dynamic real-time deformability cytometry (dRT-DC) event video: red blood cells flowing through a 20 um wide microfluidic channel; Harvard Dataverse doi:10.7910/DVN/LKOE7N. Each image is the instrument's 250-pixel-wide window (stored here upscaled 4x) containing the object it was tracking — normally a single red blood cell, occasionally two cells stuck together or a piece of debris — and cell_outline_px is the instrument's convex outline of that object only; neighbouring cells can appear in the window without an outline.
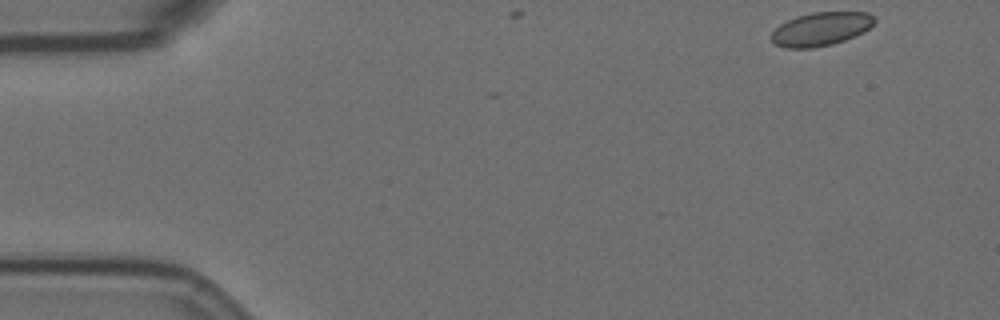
{"species": "Egyptian fruit bat (a non-hibernating species)", "species_latin": "Rousettus aegyptiacus", "temperature_condition": "room temperature", "stored_images_in_passage": 4, "camera_frame_rate_fps": 3000, "um_per_image_px": 0.085, "animal": {"sex": "female"}, "frame": {"image": 1, "passage_image": 1, "time_ms": 0.0, "image_size_px": [1000, 320], "cell_outline_px": [[876, 20], [864, 32], [856, 36], [832, 44], [812, 48], [784, 48], [772, 44], [768, 36], [780, 24], [796, 16], [812, 12], [868, 12]], "centroid_in_image_um": [69.72, 2.47], "position_along_channel_um": 15.3, "area_um2": 20.35}}